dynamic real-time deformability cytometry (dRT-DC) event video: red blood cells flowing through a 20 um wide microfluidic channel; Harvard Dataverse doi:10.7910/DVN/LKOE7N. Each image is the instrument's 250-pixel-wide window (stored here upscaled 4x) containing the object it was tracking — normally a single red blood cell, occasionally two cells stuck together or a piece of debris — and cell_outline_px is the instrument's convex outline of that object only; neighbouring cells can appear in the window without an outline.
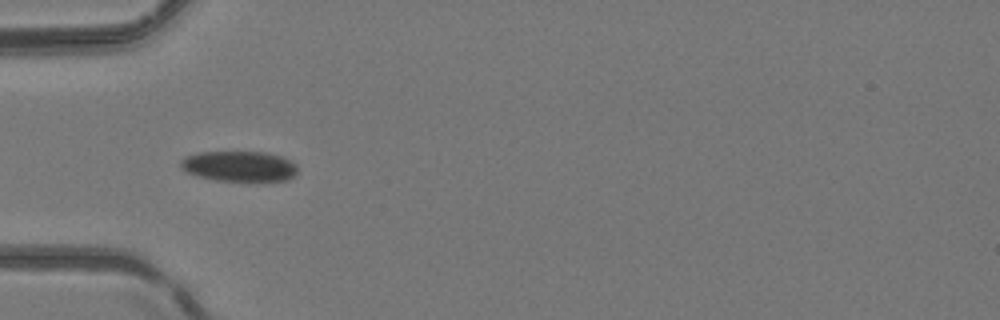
{"species": "common noctule bat (a hibernating species)", "species_latin": "Nyctalus noctula", "temperature_condition": "room temperature", "stored_images_in_passage": 3, "camera_frame_rate_fps": 3000, "um_per_image_px": 0.085, "animal": {"sex": "female", "body_mass_g": 24.6, "forearm_length_mm": 56.2}, "frame": {"image": 1, "passage_image": 2, "time_ms": 2.667, "image_size_px": [1000, 320], "cell_outline_px": [[296, 172], [292, 176], [284, 180], [216, 180], [200, 176], [188, 172], [180, 168], [180, 160], [184, 156], [200, 152], [268, 152], [292, 160], [296, 164]], "centroid_in_image_um": [20.31, 14.1], "position_along_channel_um": 64.7, "area_um2": 20.46}}
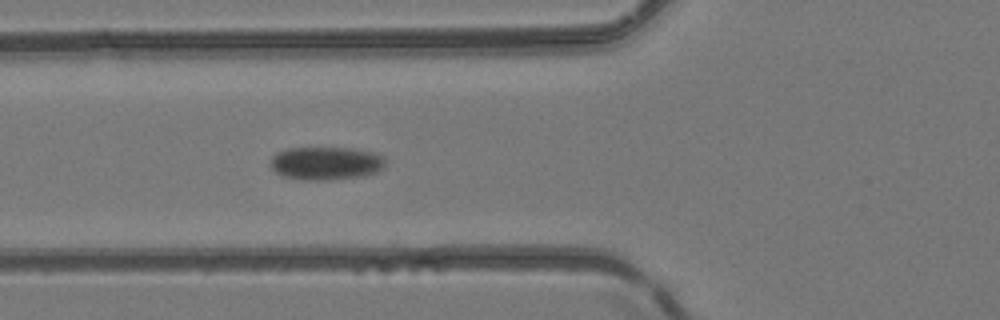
{"frame": {"image": 2, "passage_image": 3, "time_ms": 3.667, "image_size_px": [1000, 320], "cell_outline_px": [[384, 168], [376, 172], [364, 176], [332, 180], [300, 180], [284, 176], [276, 172], [272, 168], [272, 156], [276, 152], [288, 148], [352, 148], [372, 152], [384, 156]], "centroid_in_image_um": [27.72, 13.88], "position_along_channel_um": 98.1, "area_um2": 22.31}}